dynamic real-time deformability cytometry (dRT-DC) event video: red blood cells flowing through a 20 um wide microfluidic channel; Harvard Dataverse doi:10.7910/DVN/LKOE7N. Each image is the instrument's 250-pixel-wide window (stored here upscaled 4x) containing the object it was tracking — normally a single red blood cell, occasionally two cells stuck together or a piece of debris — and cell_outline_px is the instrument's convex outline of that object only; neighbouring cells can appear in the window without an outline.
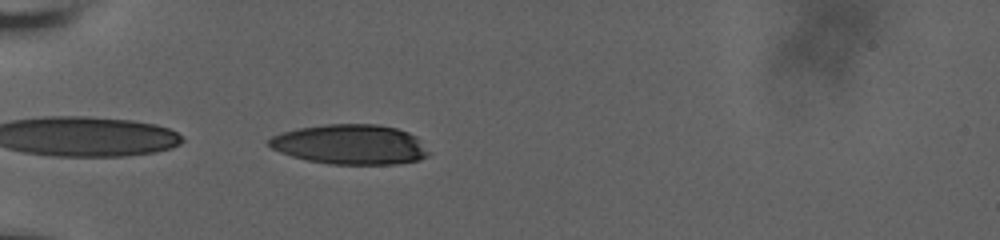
{"species": "human", "species_latin": "Homo sapiens", "temperature_condition": "room temperature", "stored_images_in_passage": 37, "camera_frame_rate_fps": 3000, "um_per_image_px": 0.085, "donor": {"sex": "male"}, "frame": {"image": 1, "passage_image": 1, "time_ms": 0.0, "image_size_px": [1000, 240], "cell_outline_px": [[428, 156], [420, 160], [396, 164], [332, 164], [308, 160], [292, 156], [280, 152], [272, 148], [268, 144], [268, 140], [272, 136], [296, 128], [324, 124], [376, 124], [396, 128], [408, 132], [416, 136], [428, 152]], "centroid_in_image_um": [29.77, 12.27], "position_along_channel_um": 55.2, "area_um2": 36.99}}
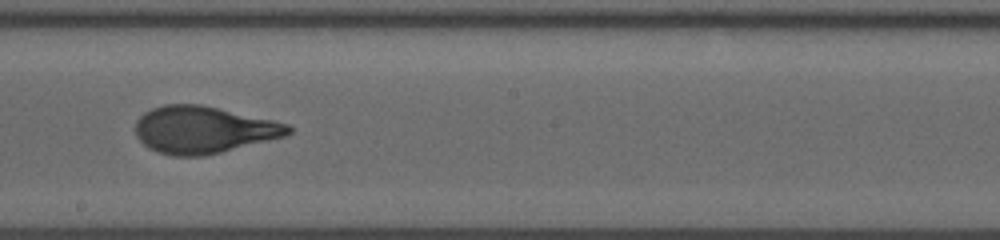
{"frame": {"image": 2, "passage_image": 17, "time_ms": 5.333, "image_size_px": [1000, 240], "cell_outline_px": [[292, 132], [284, 136], [204, 156], [172, 156], [156, 152], [148, 148], [136, 136], [136, 120], [144, 112], [152, 108], [164, 104], [200, 104], [272, 120], [288, 124], [292, 128]], "centroid_in_image_um": [17.24, 11.03], "position_along_channel_um": 231.0, "area_um2": 41.67}}
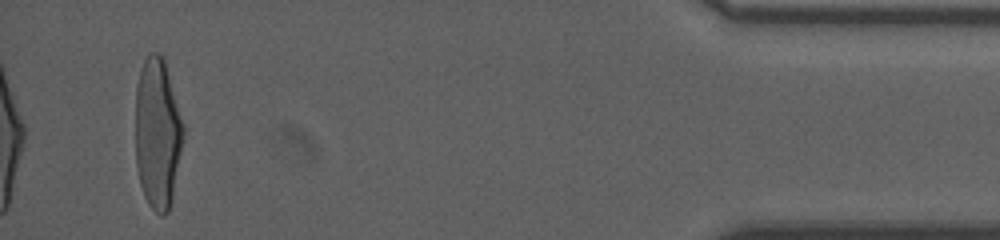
{"frame": {"image": 3, "passage_image": 37, "time_ms": 12.333, "image_size_px": [1000, 240], "cell_outline_px": [[184, 140], [172, 200], [168, 212], [164, 216], [160, 216], [148, 204], [144, 196], [140, 184], [136, 164], [136, 88], [140, 68], [148, 52], [156, 52], [164, 60], [184, 124]], "centroid_in_image_um": [13.4, 11.37], "position_along_channel_um": 421.8, "area_um2": 42.37}, "authors_computed_cell_mechanics": {"area_um2": 41.3848, "velocity_mm_per_s": 3.6767, "shape_relaxation_time_tau1_ms": 4.4949, "shape_relaxation_time_tau2_ms": 0.789, "deformation_change_tau1": 0.231, "deformation_change_tau2": 0.0723}}